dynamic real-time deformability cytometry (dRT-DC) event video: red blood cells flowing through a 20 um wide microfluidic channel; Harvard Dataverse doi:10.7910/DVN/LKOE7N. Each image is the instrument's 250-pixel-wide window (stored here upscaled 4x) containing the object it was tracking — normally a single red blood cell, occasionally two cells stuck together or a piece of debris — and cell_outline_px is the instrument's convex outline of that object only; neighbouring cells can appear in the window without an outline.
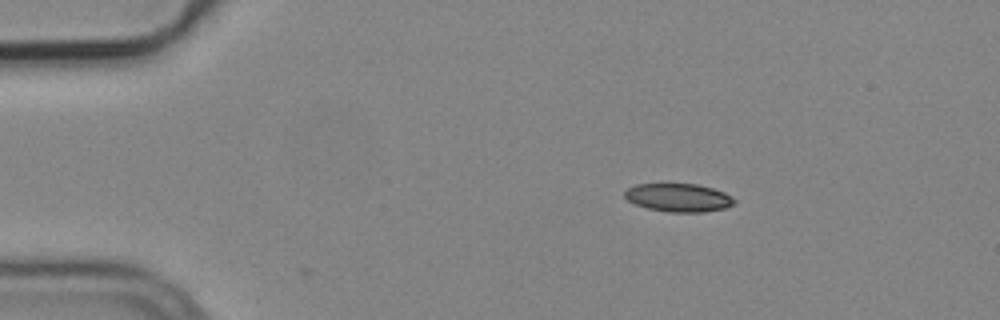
{"species": "common noctule bat (a hibernating species)", "species_latin": "Nyctalus noctula", "temperature_condition": "cold", "stored_images_in_passage": 5, "camera_frame_rate_fps": 3000, "um_per_image_px": 0.085, "animal": {"sex": "male", "body_mass_g": 19.2, "forearm_length_mm": 51.8}, "frame": {"image": 1, "passage_image": 2, "time_ms": 0.333, "image_size_px": [1000, 320], "cell_outline_px": [[736, 204], [724, 208], [704, 212], [668, 212], [648, 208], [636, 204], [628, 200], [624, 196], [624, 192], [628, 188], [636, 184], [696, 184], [712, 188], [724, 192], [732, 196], [736, 200]], "centroid_in_image_um": [57.7, 16.8], "position_along_channel_um": 27.3, "area_um2": 18.03}}